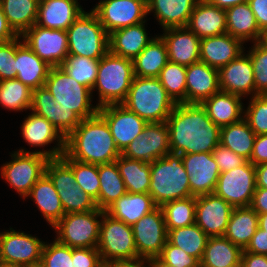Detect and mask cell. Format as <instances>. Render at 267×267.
Masks as SVG:
<instances>
[{
    "label": "cell",
    "instance_id": "obj_1",
    "mask_svg": "<svg viewBox=\"0 0 267 267\" xmlns=\"http://www.w3.org/2000/svg\"><path fill=\"white\" fill-rule=\"evenodd\" d=\"M171 153H212L220 144V130L198 103H177L166 120Z\"/></svg>",
    "mask_w": 267,
    "mask_h": 267
},
{
    "label": "cell",
    "instance_id": "obj_2",
    "mask_svg": "<svg viewBox=\"0 0 267 267\" xmlns=\"http://www.w3.org/2000/svg\"><path fill=\"white\" fill-rule=\"evenodd\" d=\"M65 154L79 162L101 165L114 162L121 152L106 120L97 113L83 119L66 137Z\"/></svg>",
    "mask_w": 267,
    "mask_h": 267
},
{
    "label": "cell",
    "instance_id": "obj_3",
    "mask_svg": "<svg viewBox=\"0 0 267 267\" xmlns=\"http://www.w3.org/2000/svg\"><path fill=\"white\" fill-rule=\"evenodd\" d=\"M149 194L158 207L193 196L181 154L168 153L151 163Z\"/></svg>",
    "mask_w": 267,
    "mask_h": 267
},
{
    "label": "cell",
    "instance_id": "obj_4",
    "mask_svg": "<svg viewBox=\"0 0 267 267\" xmlns=\"http://www.w3.org/2000/svg\"><path fill=\"white\" fill-rule=\"evenodd\" d=\"M147 123L166 122L176 103L158 78L134 76L126 100L122 103Z\"/></svg>",
    "mask_w": 267,
    "mask_h": 267
},
{
    "label": "cell",
    "instance_id": "obj_5",
    "mask_svg": "<svg viewBox=\"0 0 267 267\" xmlns=\"http://www.w3.org/2000/svg\"><path fill=\"white\" fill-rule=\"evenodd\" d=\"M134 78L133 62L108 51L99 61L98 73L92 88L98 90L99 108L110 104H122L128 95Z\"/></svg>",
    "mask_w": 267,
    "mask_h": 267
},
{
    "label": "cell",
    "instance_id": "obj_6",
    "mask_svg": "<svg viewBox=\"0 0 267 267\" xmlns=\"http://www.w3.org/2000/svg\"><path fill=\"white\" fill-rule=\"evenodd\" d=\"M66 32L68 55L100 60L109 51V35L92 10L84 11Z\"/></svg>",
    "mask_w": 267,
    "mask_h": 267
},
{
    "label": "cell",
    "instance_id": "obj_7",
    "mask_svg": "<svg viewBox=\"0 0 267 267\" xmlns=\"http://www.w3.org/2000/svg\"><path fill=\"white\" fill-rule=\"evenodd\" d=\"M44 87L55 102L66 110L76 112L82 119L98 113V106L91 104L92 90L76 82L61 67H51Z\"/></svg>",
    "mask_w": 267,
    "mask_h": 267
},
{
    "label": "cell",
    "instance_id": "obj_8",
    "mask_svg": "<svg viewBox=\"0 0 267 267\" xmlns=\"http://www.w3.org/2000/svg\"><path fill=\"white\" fill-rule=\"evenodd\" d=\"M103 210L67 213L53 227L56 240L71 248H97Z\"/></svg>",
    "mask_w": 267,
    "mask_h": 267
},
{
    "label": "cell",
    "instance_id": "obj_9",
    "mask_svg": "<svg viewBox=\"0 0 267 267\" xmlns=\"http://www.w3.org/2000/svg\"><path fill=\"white\" fill-rule=\"evenodd\" d=\"M97 249L102 260H139L132 227L103 211Z\"/></svg>",
    "mask_w": 267,
    "mask_h": 267
},
{
    "label": "cell",
    "instance_id": "obj_10",
    "mask_svg": "<svg viewBox=\"0 0 267 267\" xmlns=\"http://www.w3.org/2000/svg\"><path fill=\"white\" fill-rule=\"evenodd\" d=\"M12 159L1 166V176L23 199L33 185L45 174L50 158L25 148L11 153Z\"/></svg>",
    "mask_w": 267,
    "mask_h": 267
},
{
    "label": "cell",
    "instance_id": "obj_11",
    "mask_svg": "<svg viewBox=\"0 0 267 267\" xmlns=\"http://www.w3.org/2000/svg\"><path fill=\"white\" fill-rule=\"evenodd\" d=\"M45 174L53 182L65 214L97 209L95 200L77 185L71 167L61 157L49 159Z\"/></svg>",
    "mask_w": 267,
    "mask_h": 267
},
{
    "label": "cell",
    "instance_id": "obj_12",
    "mask_svg": "<svg viewBox=\"0 0 267 267\" xmlns=\"http://www.w3.org/2000/svg\"><path fill=\"white\" fill-rule=\"evenodd\" d=\"M256 190L255 165L250 161L220 173L214 194L233 207H249Z\"/></svg>",
    "mask_w": 267,
    "mask_h": 267
},
{
    "label": "cell",
    "instance_id": "obj_13",
    "mask_svg": "<svg viewBox=\"0 0 267 267\" xmlns=\"http://www.w3.org/2000/svg\"><path fill=\"white\" fill-rule=\"evenodd\" d=\"M37 236L16 231L12 227L0 232V252L3 263L21 267H39L44 246Z\"/></svg>",
    "mask_w": 267,
    "mask_h": 267
},
{
    "label": "cell",
    "instance_id": "obj_14",
    "mask_svg": "<svg viewBox=\"0 0 267 267\" xmlns=\"http://www.w3.org/2000/svg\"><path fill=\"white\" fill-rule=\"evenodd\" d=\"M108 35L142 23L147 17V0H101L92 8Z\"/></svg>",
    "mask_w": 267,
    "mask_h": 267
},
{
    "label": "cell",
    "instance_id": "obj_15",
    "mask_svg": "<svg viewBox=\"0 0 267 267\" xmlns=\"http://www.w3.org/2000/svg\"><path fill=\"white\" fill-rule=\"evenodd\" d=\"M21 38L23 42L51 67H60L68 56L67 32L34 24Z\"/></svg>",
    "mask_w": 267,
    "mask_h": 267
},
{
    "label": "cell",
    "instance_id": "obj_16",
    "mask_svg": "<svg viewBox=\"0 0 267 267\" xmlns=\"http://www.w3.org/2000/svg\"><path fill=\"white\" fill-rule=\"evenodd\" d=\"M171 153L169 128L166 122L147 123L139 134L121 153L132 160L152 163Z\"/></svg>",
    "mask_w": 267,
    "mask_h": 267
},
{
    "label": "cell",
    "instance_id": "obj_17",
    "mask_svg": "<svg viewBox=\"0 0 267 267\" xmlns=\"http://www.w3.org/2000/svg\"><path fill=\"white\" fill-rule=\"evenodd\" d=\"M139 259L157 258L165 243L168 231L160 207L144 215L132 226Z\"/></svg>",
    "mask_w": 267,
    "mask_h": 267
},
{
    "label": "cell",
    "instance_id": "obj_18",
    "mask_svg": "<svg viewBox=\"0 0 267 267\" xmlns=\"http://www.w3.org/2000/svg\"><path fill=\"white\" fill-rule=\"evenodd\" d=\"M21 134L25 142L33 147H45L57 142L56 146L48 150H35L48 158H59L65 153L66 138L46 118L31 112L23 121Z\"/></svg>",
    "mask_w": 267,
    "mask_h": 267
},
{
    "label": "cell",
    "instance_id": "obj_19",
    "mask_svg": "<svg viewBox=\"0 0 267 267\" xmlns=\"http://www.w3.org/2000/svg\"><path fill=\"white\" fill-rule=\"evenodd\" d=\"M109 125L115 144L122 153L141 133L147 122L122 104H110L98 109Z\"/></svg>",
    "mask_w": 267,
    "mask_h": 267
},
{
    "label": "cell",
    "instance_id": "obj_20",
    "mask_svg": "<svg viewBox=\"0 0 267 267\" xmlns=\"http://www.w3.org/2000/svg\"><path fill=\"white\" fill-rule=\"evenodd\" d=\"M233 209L214 193L196 196L195 223L208 237L223 236Z\"/></svg>",
    "mask_w": 267,
    "mask_h": 267
},
{
    "label": "cell",
    "instance_id": "obj_21",
    "mask_svg": "<svg viewBox=\"0 0 267 267\" xmlns=\"http://www.w3.org/2000/svg\"><path fill=\"white\" fill-rule=\"evenodd\" d=\"M182 162L188 174L190 191L193 196L214 192L220 170L212 153L182 154Z\"/></svg>",
    "mask_w": 267,
    "mask_h": 267
},
{
    "label": "cell",
    "instance_id": "obj_22",
    "mask_svg": "<svg viewBox=\"0 0 267 267\" xmlns=\"http://www.w3.org/2000/svg\"><path fill=\"white\" fill-rule=\"evenodd\" d=\"M245 53L218 70L220 90L242 98L255 96L253 67L249 55Z\"/></svg>",
    "mask_w": 267,
    "mask_h": 267
},
{
    "label": "cell",
    "instance_id": "obj_23",
    "mask_svg": "<svg viewBox=\"0 0 267 267\" xmlns=\"http://www.w3.org/2000/svg\"><path fill=\"white\" fill-rule=\"evenodd\" d=\"M31 111L46 118L66 138L82 118L72 110H66L55 102L52 94L43 86L33 90Z\"/></svg>",
    "mask_w": 267,
    "mask_h": 267
},
{
    "label": "cell",
    "instance_id": "obj_24",
    "mask_svg": "<svg viewBox=\"0 0 267 267\" xmlns=\"http://www.w3.org/2000/svg\"><path fill=\"white\" fill-rule=\"evenodd\" d=\"M160 35L167 47L168 60L189 66L200 61V41L188 27L163 29Z\"/></svg>",
    "mask_w": 267,
    "mask_h": 267
},
{
    "label": "cell",
    "instance_id": "obj_25",
    "mask_svg": "<svg viewBox=\"0 0 267 267\" xmlns=\"http://www.w3.org/2000/svg\"><path fill=\"white\" fill-rule=\"evenodd\" d=\"M84 11L78 0H41L35 24L66 31Z\"/></svg>",
    "mask_w": 267,
    "mask_h": 267
},
{
    "label": "cell",
    "instance_id": "obj_26",
    "mask_svg": "<svg viewBox=\"0 0 267 267\" xmlns=\"http://www.w3.org/2000/svg\"><path fill=\"white\" fill-rule=\"evenodd\" d=\"M243 45L241 40L228 33L202 38L200 62L219 70L245 51Z\"/></svg>",
    "mask_w": 267,
    "mask_h": 267
},
{
    "label": "cell",
    "instance_id": "obj_27",
    "mask_svg": "<svg viewBox=\"0 0 267 267\" xmlns=\"http://www.w3.org/2000/svg\"><path fill=\"white\" fill-rule=\"evenodd\" d=\"M219 91L218 69L200 61L186 67V103L201 104Z\"/></svg>",
    "mask_w": 267,
    "mask_h": 267
},
{
    "label": "cell",
    "instance_id": "obj_28",
    "mask_svg": "<svg viewBox=\"0 0 267 267\" xmlns=\"http://www.w3.org/2000/svg\"><path fill=\"white\" fill-rule=\"evenodd\" d=\"M20 39V40H19ZM16 79L31 90L43 87L51 66L40 59L22 40L16 38Z\"/></svg>",
    "mask_w": 267,
    "mask_h": 267
},
{
    "label": "cell",
    "instance_id": "obj_29",
    "mask_svg": "<svg viewBox=\"0 0 267 267\" xmlns=\"http://www.w3.org/2000/svg\"><path fill=\"white\" fill-rule=\"evenodd\" d=\"M187 27L200 39L227 33L226 11L198 0Z\"/></svg>",
    "mask_w": 267,
    "mask_h": 267
},
{
    "label": "cell",
    "instance_id": "obj_30",
    "mask_svg": "<svg viewBox=\"0 0 267 267\" xmlns=\"http://www.w3.org/2000/svg\"><path fill=\"white\" fill-rule=\"evenodd\" d=\"M145 22L118 29L109 34V51L133 60L154 39L146 32Z\"/></svg>",
    "mask_w": 267,
    "mask_h": 267
},
{
    "label": "cell",
    "instance_id": "obj_31",
    "mask_svg": "<svg viewBox=\"0 0 267 267\" xmlns=\"http://www.w3.org/2000/svg\"><path fill=\"white\" fill-rule=\"evenodd\" d=\"M198 0H147V15L154 13L162 29L187 27Z\"/></svg>",
    "mask_w": 267,
    "mask_h": 267
},
{
    "label": "cell",
    "instance_id": "obj_32",
    "mask_svg": "<svg viewBox=\"0 0 267 267\" xmlns=\"http://www.w3.org/2000/svg\"><path fill=\"white\" fill-rule=\"evenodd\" d=\"M241 99L240 96L220 90L205 99L201 105L205 108L208 117L221 128L243 118L244 105Z\"/></svg>",
    "mask_w": 267,
    "mask_h": 267
},
{
    "label": "cell",
    "instance_id": "obj_33",
    "mask_svg": "<svg viewBox=\"0 0 267 267\" xmlns=\"http://www.w3.org/2000/svg\"><path fill=\"white\" fill-rule=\"evenodd\" d=\"M157 207L149 193L127 192L112 203L105 212L113 218L132 226Z\"/></svg>",
    "mask_w": 267,
    "mask_h": 267
},
{
    "label": "cell",
    "instance_id": "obj_34",
    "mask_svg": "<svg viewBox=\"0 0 267 267\" xmlns=\"http://www.w3.org/2000/svg\"><path fill=\"white\" fill-rule=\"evenodd\" d=\"M227 33L243 43L261 42L266 36L260 31L249 3L238 4L225 10Z\"/></svg>",
    "mask_w": 267,
    "mask_h": 267
},
{
    "label": "cell",
    "instance_id": "obj_35",
    "mask_svg": "<svg viewBox=\"0 0 267 267\" xmlns=\"http://www.w3.org/2000/svg\"><path fill=\"white\" fill-rule=\"evenodd\" d=\"M26 197L34 200L43 218L51 227L65 215L57 190L46 174L33 185Z\"/></svg>",
    "mask_w": 267,
    "mask_h": 267
},
{
    "label": "cell",
    "instance_id": "obj_36",
    "mask_svg": "<svg viewBox=\"0 0 267 267\" xmlns=\"http://www.w3.org/2000/svg\"><path fill=\"white\" fill-rule=\"evenodd\" d=\"M168 61L166 44L160 35H155L154 39L132 60L134 76L157 78Z\"/></svg>",
    "mask_w": 267,
    "mask_h": 267
},
{
    "label": "cell",
    "instance_id": "obj_37",
    "mask_svg": "<svg viewBox=\"0 0 267 267\" xmlns=\"http://www.w3.org/2000/svg\"><path fill=\"white\" fill-rule=\"evenodd\" d=\"M243 250L224 236L209 237L200 267L242 266Z\"/></svg>",
    "mask_w": 267,
    "mask_h": 267
},
{
    "label": "cell",
    "instance_id": "obj_38",
    "mask_svg": "<svg viewBox=\"0 0 267 267\" xmlns=\"http://www.w3.org/2000/svg\"><path fill=\"white\" fill-rule=\"evenodd\" d=\"M258 228V213L249 207H234L224 237L244 250Z\"/></svg>",
    "mask_w": 267,
    "mask_h": 267
},
{
    "label": "cell",
    "instance_id": "obj_39",
    "mask_svg": "<svg viewBox=\"0 0 267 267\" xmlns=\"http://www.w3.org/2000/svg\"><path fill=\"white\" fill-rule=\"evenodd\" d=\"M99 195L96 206L105 211L112 203L127 193L116 162L98 165Z\"/></svg>",
    "mask_w": 267,
    "mask_h": 267
},
{
    "label": "cell",
    "instance_id": "obj_40",
    "mask_svg": "<svg viewBox=\"0 0 267 267\" xmlns=\"http://www.w3.org/2000/svg\"><path fill=\"white\" fill-rule=\"evenodd\" d=\"M256 134L242 118L236 123L221 127L220 144L248 161L253 152Z\"/></svg>",
    "mask_w": 267,
    "mask_h": 267
},
{
    "label": "cell",
    "instance_id": "obj_41",
    "mask_svg": "<svg viewBox=\"0 0 267 267\" xmlns=\"http://www.w3.org/2000/svg\"><path fill=\"white\" fill-rule=\"evenodd\" d=\"M129 193H149L151 163L132 160L120 155L115 160Z\"/></svg>",
    "mask_w": 267,
    "mask_h": 267
},
{
    "label": "cell",
    "instance_id": "obj_42",
    "mask_svg": "<svg viewBox=\"0 0 267 267\" xmlns=\"http://www.w3.org/2000/svg\"><path fill=\"white\" fill-rule=\"evenodd\" d=\"M0 4L9 25L18 35L35 24L38 0H0Z\"/></svg>",
    "mask_w": 267,
    "mask_h": 267
},
{
    "label": "cell",
    "instance_id": "obj_43",
    "mask_svg": "<svg viewBox=\"0 0 267 267\" xmlns=\"http://www.w3.org/2000/svg\"><path fill=\"white\" fill-rule=\"evenodd\" d=\"M167 231L170 244L201 261L209 237L196 223Z\"/></svg>",
    "mask_w": 267,
    "mask_h": 267
},
{
    "label": "cell",
    "instance_id": "obj_44",
    "mask_svg": "<svg viewBox=\"0 0 267 267\" xmlns=\"http://www.w3.org/2000/svg\"><path fill=\"white\" fill-rule=\"evenodd\" d=\"M160 208L167 230L195 224L196 196L169 201Z\"/></svg>",
    "mask_w": 267,
    "mask_h": 267
},
{
    "label": "cell",
    "instance_id": "obj_45",
    "mask_svg": "<svg viewBox=\"0 0 267 267\" xmlns=\"http://www.w3.org/2000/svg\"><path fill=\"white\" fill-rule=\"evenodd\" d=\"M33 90L18 79L0 81V105L10 111L30 110Z\"/></svg>",
    "mask_w": 267,
    "mask_h": 267
},
{
    "label": "cell",
    "instance_id": "obj_46",
    "mask_svg": "<svg viewBox=\"0 0 267 267\" xmlns=\"http://www.w3.org/2000/svg\"><path fill=\"white\" fill-rule=\"evenodd\" d=\"M99 61L89 57L68 55L60 67L76 82L92 90L97 78Z\"/></svg>",
    "mask_w": 267,
    "mask_h": 267
},
{
    "label": "cell",
    "instance_id": "obj_47",
    "mask_svg": "<svg viewBox=\"0 0 267 267\" xmlns=\"http://www.w3.org/2000/svg\"><path fill=\"white\" fill-rule=\"evenodd\" d=\"M157 78L176 104L186 103V66L168 61Z\"/></svg>",
    "mask_w": 267,
    "mask_h": 267
},
{
    "label": "cell",
    "instance_id": "obj_48",
    "mask_svg": "<svg viewBox=\"0 0 267 267\" xmlns=\"http://www.w3.org/2000/svg\"><path fill=\"white\" fill-rule=\"evenodd\" d=\"M61 158L71 167L77 185L96 202L100 188L98 165L70 159L65 153Z\"/></svg>",
    "mask_w": 267,
    "mask_h": 267
},
{
    "label": "cell",
    "instance_id": "obj_49",
    "mask_svg": "<svg viewBox=\"0 0 267 267\" xmlns=\"http://www.w3.org/2000/svg\"><path fill=\"white\" fill-rule=\"evenodd\" d=\"M247 51L253 67L255 78V95H267V45L255 42Z\"/></svg>",
    "mask_w": 267,
    "mask_h": 267
},
{
    "label": "cell",
    "instance_id": "obj_50",
    "mask_svg": "<svg viewBox=\"0 0 267 267\" xmlns=\"http://www.w3.org/2000/svg\"><path fill=\"white\" fill-rule=\"evenodd\" d=\"M243 118L256 135L267 134V95L250 97Z\"/></svg>",
    "mask_w": 267,
    "mask_h": 267
},
{
    "label": "cell",
    "instance_id": "obj_51",
    "mask_svg": "<svg viewBox=\"0 0 267 267\" xmlns=\"http://www.w3.org/2000/svg\"><path fill=\"white\" fill-rule=\"evenodd\" d=\"M39 267H74L72 248L56 239L50 244L45 242Z\"/></svg>",
    "mask_w": 267,
    "mask_h": 267
},
{
    "label": "cell",
    "instance_id": "obj_52",
    "mask_svg": "<svg viewBox=\"0 0 267 267\" xmlns=\"http://www.w3.org/2000/svg\"><path fill=\"white\" fill-rule=\"evenodd\" d=\"M161 262L176 267H200V262L168 241L165 243L160 255L157 257Z\"/></svg>",
    "mask_w": 267,
    "mask_h": 267
},
{
    "label": "cell",
    "instance_id": "obj_53",
    "mask_svg": "<svg viewBox=\"0 0 267 267\" xmlns=\"http://www.w3.org/2000/svg\"><path fill=\"white\" fill-rule=\"evenodd\" d=\"M16 38L0 43V81L15 79L16 73Z\"/></svg>",
    "mask_w": 267,
    "mask_h": 267
},
{
    "label": "cell",
    "instance_id": "obj_54",
    "mask_svg": "<svg viewBox=\"0 0 267 267\" xmlns=\"http://www.w3.org/2000/svg\"><path fill=\"white\" fill-rule=\"evenodd\" d=\"M220 172H227L245 164L248 160L218 144L212 152Z\"/></svg>",
    "mask_w": 267,
    "mask_h": 267
},
{
    "label": "cell",
    "instance_id": "obj_55",
    "mask_svg": "<svg viewBox=\"0 0 267 267\" xmlns=\"http://www.w3.org/2000/svg\"><path fill=\"white\" fill-rule=\"evenodd\" d=\"M74 267H99L102 258L97 248H72Z\"/></svg>",
    "mask_w": 267,
    "mask_h": 267
},
{
    "label": "cell",
    "instance_id": "obj_56",
    "mask_svg": "<svg viewBox=\"0 0 267 267\" xmlns=\"http://www.w3.org/2000/svg\"><path fill=\"white\" fill-rule=\"evenodd\" d=\"M260 31L267 36V0H249Z\"/></svg>",
    "mask_w": 267,
    "mask_h": 267
},
{
    "label": "cell",
    "instance_id": "obj_57",
    "mask_svg": "<svg viewBox=\"0 0 267 267\" xmlns=\"http://www.w3.org/2000/svg\"><path fill=\"white\" fill-rule=\"evenodd\" d=\"M243 252L267 255V231L258 227Z\"/></svg>",
    "mask_w": 267,
    "mask_h": 267
},
{
    "label": "cell",
    "instance_id": "obj_58",
    "mask_svg": "<svg viewBox=\"0 0 267 267\" xmlns=\"http://www.w3.org/2000/svg\"><path fill=\"white\" fill-rule=\"evenodd\" d=\"M249 161L255 166L267 162V134L256 135Z\"/></svg>",
    "mask_w": 267,
    "mask_h": 267
},
{
    "label": "cell",
    "instance_id": "obj_59",
    "mask_svg": "<svg viewBox=\"0 0 267 267\" xmlns=\"http://www.w3.org/2000/svg\"><path fill=\"white\" fill-rule=\"evenodd\" d=\"M250 207L258 214L267 213V189L256 187Z\"/></svg>",
    "mask_w": 267,
    "mask_h": 267
},
{
    "label": "cell",
    "instance_id": "obj_60",
    "mask_svg": "<svg viewBox=\"0 0 267 267\" xmlns=\"http://www.w3.org/2000/svg\"><path fill=\"white\" fill-rule=\"evenodd\" d=\"M242 267H267V255L242 252Z\"/></svg>",
    "mask_w": 267,
    "mask_h": 267
},
{
    "label": "cell",
    "instance_id": "obj_61",
    "mask_svg": "<svg viewBox=\"0 0 267 267\" xmlns=\"http://www.w3.org/2000/svg\"><path fill=\"white\" fill-rule=\"evenodd\" d=\"M19 35L9 25L0 4V43L17 38Z\"/></svg>",
    "mask_w": 267,
    "mask_h": 267
},
{
    "label": "cell",
    "instance_id": "obj_62",
    "mask_svg": "<svg viewBox=\"0 0 267 267\" xmlns=\"http://www.w3.org/2000/svg\"><path fill=\"white\" fill-rule=\"evenodd\" d=\"M256 187L267 189V162L255 166Z\"/></svg>",
    "mask_w": 267,
    "mask_h": 267
},
{
    "label": "cell",
    "instance_id": "obj_63",
    "mask_svg": "<svg viewBox=\"0 0 267 267\" xmlns=\"http://www.w3.org/2000/svg\"><path fill=\"white\" fill-rule=\"evenodd\" d=\"M205 1L221 9L226 10L235 5L247 3L249 0H205Z\"/></svg>",
    "mask_w": 267,
    "mask_h": 267
},
{
    "label": "cell",
    "instance_id": "obj_64",
    "mask_svg": "<svg viewBox=\"0 0 267 267\" xmlns=\"http://www.w3.org/2000/svg\"><path fill=\"white\" fill-rule=\"evenodd\" d=\"M129 267H156V266L153 259H139L136 261L129 262Z\"/></svg>",
    "mask_w": 267,
    "mask_h": 267
},
{
    "label": "cell",
    "instance_id": "obj_65",
    "mask_svg": "<svg viewBox=\"0 0 267 267\" xmlns=\"http://www.w3.org/2000/svg\"><path fill=\"white\" fill-rule=\"evenodd\" d=\"M99 267H129V262H127V261H105V260H102Z\"/></svg>",
    "mask_w": 267,
    "mask_h": 267
},
{
    "label": "cell",
    "instance_id": "obj_66",
    "mask_svg": "<svg viewBox=\"0 0 267 267\" xmlns=\"http://www.w3.org/2000/svg\"><path fill=\"white\" fill-rule=\"evenodd\" d=\"M258 227L267 231V213L258 214Z\"/></svg>",
    "mask_w": 267,
    "mask_h": 267
},
{
    "label": "cell",
    "instance_id": "obj_67",
    "mask_svg": "<svg viewBox=\"0 0 267 267\" xmlns=\"http://www.w3.org/2000/svg\"><path fill=\"white\" fill-rule=\"evenodd\" d=\"M153 261L156 267H176V266L169 265L165 262H161L158 258H153Z\"/></svg>",
    "mask_w": 267,
    "mask_h": 267
},
{
    "label": "cell",
    "instance_id": "obj_68",
    "mask_svg": "<svg viewBox=\"0 0 267 267\" xmlns=\"http://www.w3.org/2000/svg\"><path fill=\"white\" fill-rule=\"evenodd\" d=\"M1 267H21V266H18V265H13V264H3Z\"/></svg>",
    "mask_w": 267,
    "mask_h": 267
},
{
    "label": "cell",
    "instance_id": "obj_69",
    "mask_svg": "<svg viewBox=\"0 0 267 267\" xmlns=\"http://www.w3.org/2000/svg\"><path fill=\"white\" fill-rule=\"evenodd\" d=\"M3 259H2V255H1V252H0V267L3 265Z\"/></svg>",
    "mask_w": 267,
    "mask_h": 267
},
{
    "label": "cell",
    "instance_id": "obj_70",
    "mask_svg": "<svg viewBox=\"0 0 267 267\" xmlns=\"http://www.w3.org/2000/svg\"><path fill=\"white\" fill-rule=\"evenodd\" d=\"M263 42L267 45V36H266V38L263 40Z\"/></svg>",
    "mask_w": 267,
    "mask_h": 267
}]
</instances>
